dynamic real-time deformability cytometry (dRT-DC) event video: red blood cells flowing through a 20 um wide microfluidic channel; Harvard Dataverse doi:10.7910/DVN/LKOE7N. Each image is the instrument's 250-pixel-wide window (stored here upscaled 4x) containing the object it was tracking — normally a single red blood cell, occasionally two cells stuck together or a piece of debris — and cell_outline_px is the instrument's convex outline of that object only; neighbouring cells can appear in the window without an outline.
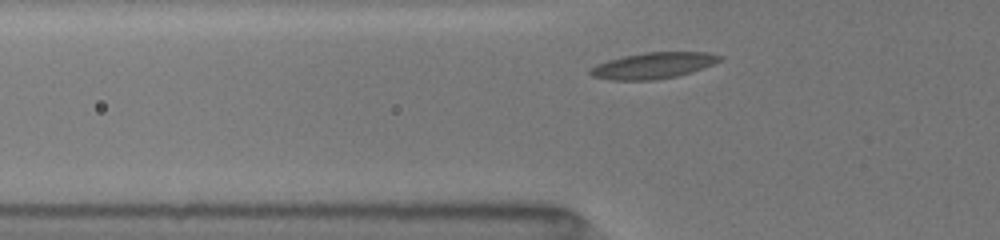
{"species": "common noctule bat (a hibernating species)", "species_latin": "Nyctalus noctula", "temperature_condition": "room temperature", "stored_images_in_passage": 9, "camera_frame_rate_fps": 3000, "um_per_image_px": 0.085, "animal": {"sex": "female", "body_mass_g": 19.5, "forearm_length_mm": 54.1}, "frame": {"image": 1, "passage_image": 3, "time_ms": 0.667, "image_size_px": [1000, 240], "cell_outline_px": [[724, 56], [720, 60], [712, 64], [692, 72], [676, 76], [656, 80], [608, 80], [592, 76], [588, 72], [596, 64], [608, 60], [624, 56], [644, 52], [708, 52]], "centroid_in_image_um": [55.51, 5.57], "position_along_channel_um": 70.3, "area_um2": 19.71}}
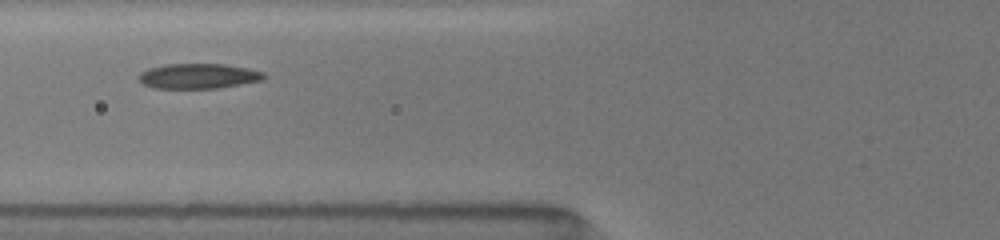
{"frame": {"image": 2, "passage_image": 8, "time_ms": 1.667, "image_size_px": [1000, 240], "cell_outline_px": [[268, 76], [264, 80], [216, 88], [152, 88], [144, 84], [136, 76], [140, 72], [148, 68], [164, 64], [224, 64], [264, 72]], "centroid_in_image_um": [16.84, 6.46], "position_along_channel_um": 109.0, "area_um2": 18.32}}